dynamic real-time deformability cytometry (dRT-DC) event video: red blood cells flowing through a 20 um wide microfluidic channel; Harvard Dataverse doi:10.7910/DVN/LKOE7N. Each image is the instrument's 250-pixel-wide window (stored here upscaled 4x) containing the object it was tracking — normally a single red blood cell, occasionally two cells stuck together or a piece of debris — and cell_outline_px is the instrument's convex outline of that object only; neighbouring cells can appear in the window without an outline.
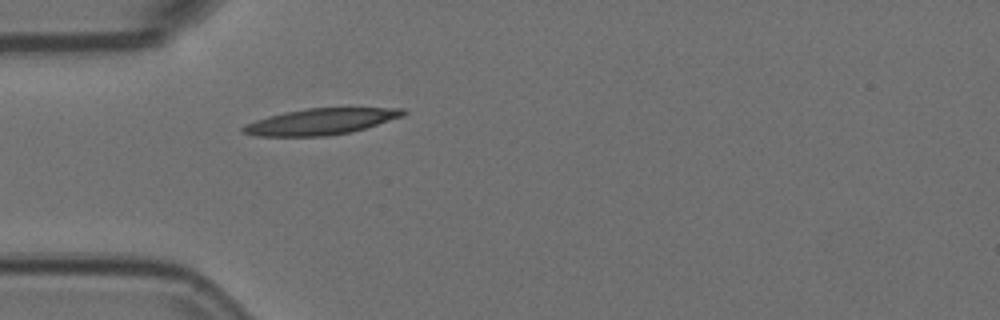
{"species": "Egyptian fruit bat (a non-hibernating species)", "species_latin": "Rousettus aegyptiacus", "temperature_condition": "room temperature", "stored_images_in_passage": 1, "camera_frame_rate_fps": 3000, "um_per_image_px": 0.085, "animal": {"sex": "female"}, "frame": {"image": 1, "passage_image": 1, "time_ms": 0.0, "image_size_px": [1000, 320], "cell_outline_px": [[408, 112], [404, 116], [352, 132], [324, 136], [252, 136], [240, 132], [240, 128], [244, 124], [268, 116], [284, 112], [308, 108], [404, 108]], "centroid_in_image_um": [27.23, 10.34], "position_along_channel_um": 57.8, "area_um2": 24.57}}